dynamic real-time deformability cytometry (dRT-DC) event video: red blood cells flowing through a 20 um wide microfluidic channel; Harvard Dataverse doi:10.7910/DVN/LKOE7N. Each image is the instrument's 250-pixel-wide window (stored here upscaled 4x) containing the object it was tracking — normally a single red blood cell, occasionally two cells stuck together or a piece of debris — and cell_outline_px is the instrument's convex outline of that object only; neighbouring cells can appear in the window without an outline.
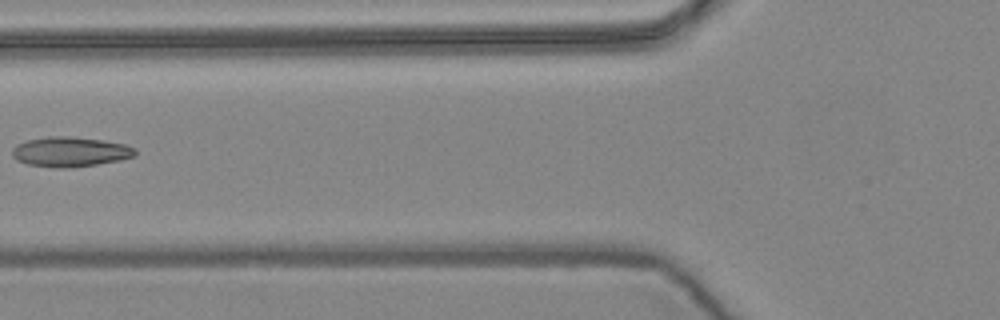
{"species": "common noctule bat (a hibernating species)", "species_latin": "Nyctalus noctula", "temperature_condition": "warm", "stored_images_in_passage": 7, "camera_frame_rate_fps": 3000, "um_per_image_px": 0.085, "animal": {"sex": "female", "body_mass_g": 24.6, "forearm_length_mm": 56.2}, "frame": {"image": 1, "passage_image": 6, "time_ms": 1.667, "image_size_px": [1000, 320], "cell_outline_px": [[136, 156], [120, 160], [96, 164], [68, 168], [60, 168], [28, 164], [16, 160], [12, 156], [12, 148], [16, 144], [28, 140], [48, 136], [68, 136], [104, 140], [124, 144], [136, 148]], "centroid_in_image_um": [5.97, 12.9], "position_along_channel_um": 119.8, "area_um2": 21.44}}
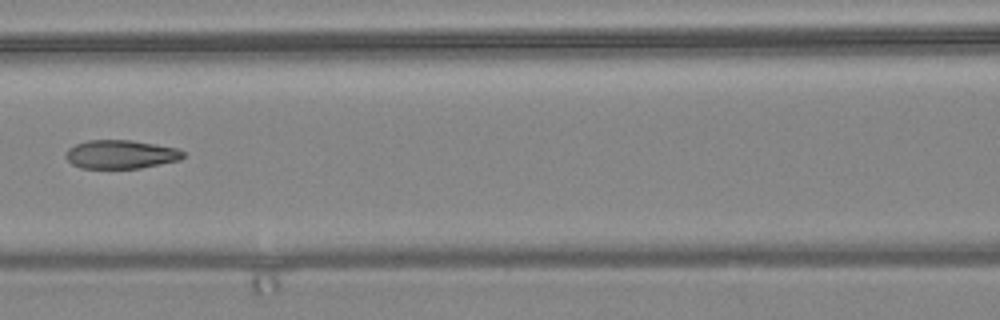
{"frame": {"image": 2, "passage_image": 7, "time_ms": 2.0, "image_size_px": [1000, 320], "cell_outline_px": [[184, 156], [180, 160], [140, 168], [80, 168], [72, 164], [68, 160], [68, 148], [76, 144], [88, 140], [132, 140], [156, 144], [176, 148], [184, 152]], "centroid_in_image_um": [10.29, 13.12], "position_along_channel_um": 156.3, "area_um2": 19.42}}